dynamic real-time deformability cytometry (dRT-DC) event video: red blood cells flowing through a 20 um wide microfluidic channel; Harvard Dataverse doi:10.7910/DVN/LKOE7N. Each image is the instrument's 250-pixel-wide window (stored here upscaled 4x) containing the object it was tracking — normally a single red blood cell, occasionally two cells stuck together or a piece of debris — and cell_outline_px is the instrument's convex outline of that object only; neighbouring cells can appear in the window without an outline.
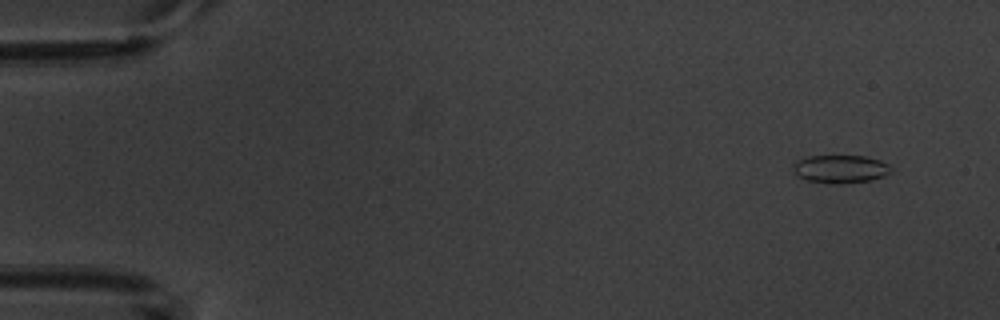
{"species": "common noctule bat (a hibernating species)", "species_latin": "Nyctalus noctula", "temperature_condition": "warm", "stored_images_in_passage": 3, "camera_frame_rate_fps": 3000, "um_per_image_px": 0.085, "animal": {"sex": "male", "body_mass_g": 20.1, "forearm_length_mm": 53.5}, "frame": {"image": 1, "passage_image": 1, "time_ms": 0.0, "image_size_px": [1000, 320], "cell_outline_px": [[892, 172], [884, 176], [872, 180], [840, 184], [836, 184], [808, 180], [796, 176], [792, 168], [796, 160], [808, 156], [864, 156], [880, 160], [888, 164], [892, 168]], "centroid_in_image_um": [71.44, 14.36], "position_along_channel_um": 13.6, "area_um2": 16.13}}